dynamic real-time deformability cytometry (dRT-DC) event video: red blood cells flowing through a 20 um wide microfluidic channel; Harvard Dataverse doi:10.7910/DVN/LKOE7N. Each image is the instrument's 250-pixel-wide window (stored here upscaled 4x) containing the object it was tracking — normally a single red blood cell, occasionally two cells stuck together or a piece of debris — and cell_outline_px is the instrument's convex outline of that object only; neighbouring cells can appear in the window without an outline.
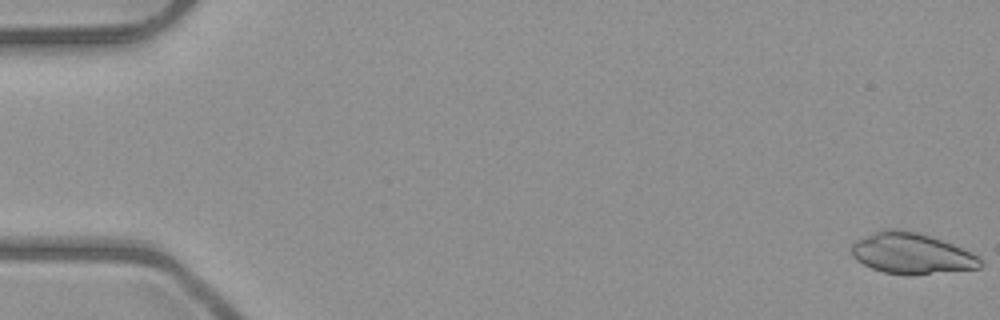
{"species": "common noctule bat (a hibernating species)", "species_latin": "Nyctalus noctula", "temperature_condition": "room temperature", "stored_images_in_passage": 10, "camera_frame_rate_fps": 3000, "um_per_image_px": 0.085, "animal": {"sex": "male", "body_mass_g": 23.1, "forearm_length_mm": 52.7}, "frame": {"image": 1, "passage_image": 1, "time_ms": 0.0, "image_size_px": [1000, 320], "cell_outline_px": [[984, 264], [980, 268], [912, 276], [908, 276], [884, 272], [872, 268], [856, 260], [852, 256], [852, 244], [856, 240], [884, 228], [900, 228], [932, 236], [972, 252], [980, 256]], "centroid_in_image_um": [77.52, 21.55], "position_along_channel_um": 7.5, "area_um2": 31.15}}
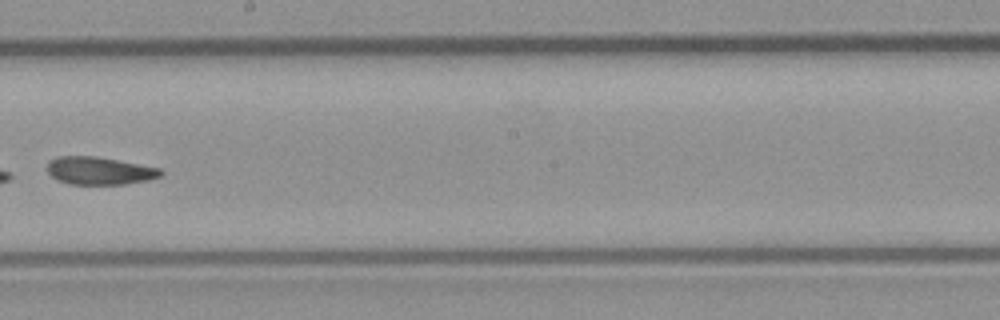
{"frame": {"image": 2, "passage_image": 9, "time_ms": 10.0, "image_size_px": [1000, 320], "cell_outline_px": [[164, 172], [160, 176], [148, 180], [124, 184], [68, 184], [56, 180], [48, 172], [48, 160], [56, 156], [96, 156], [160, 168]], "centroid_in_image_um": [8.42, 14.51], "position_along_channel_um": 239.8, "area_um2": 18.38}}
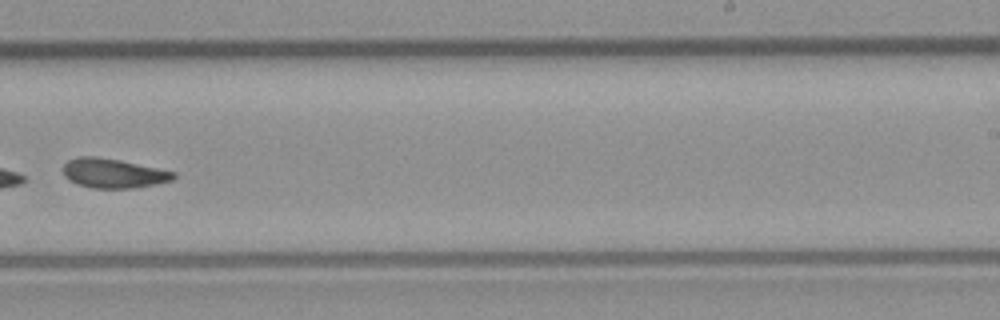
{"frame": {"image": 3, "passage_image": 10, "time_ms": 11.0, "image_size_px": [1000, 320], "cell_outline_px": [[176, 176], [172, 180], [156, 184], [136, 188], [92, 188], [76, 184], [68, 180], [64, 176], [64, 164], [68, 160], [80, 156], [96, 156], [120, 160], [176, 172]], "centroid_in_image_um": [9.62, 14.73], "position_along_channel_um": 279.4, "area_um2": 19.02}}